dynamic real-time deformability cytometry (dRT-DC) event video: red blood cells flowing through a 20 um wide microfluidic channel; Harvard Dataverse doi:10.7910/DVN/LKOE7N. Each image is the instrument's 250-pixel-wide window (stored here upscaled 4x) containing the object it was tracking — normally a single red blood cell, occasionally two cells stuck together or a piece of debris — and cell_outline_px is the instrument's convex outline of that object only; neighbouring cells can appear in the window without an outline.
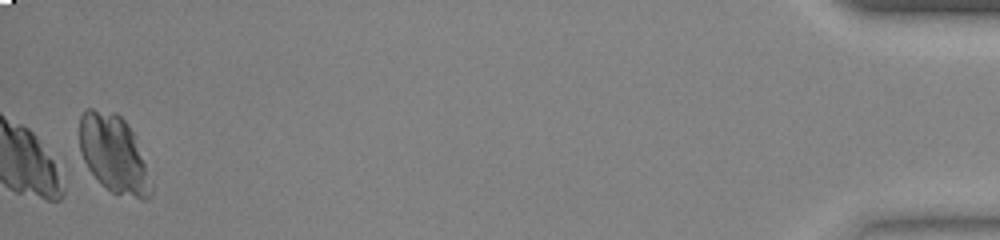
{"species": "common noctule bat (a hibernating species)", "species_latin": "Nyctalus noctula", "temperature_condition": "warm", "stored_images_in_passage": 36, "camera_frame_rate_fps": 3000, "um_per_image_px": 0.085, "animal": {"sex": "female", "body_mass_g": 23.0, "forearm_length_mm": 53.4}, "frame": {"image": 1, "passage_image": 36, "time_ms": 11.667, "image_size_px": [1000, 240], "cell_outline_px": [[152, 196], [148, 200], [144, 200], [112, 192], [100, 184], [88, 168], [80, 152], [80, 116], [88, 108], [92, 108], [116, 112], [128, 124], [136, 136], [152, 188]], "centroid_in_image_um": [9.66, 13.08], "position_along_channel_um": 425.5, "area_um2": 32.48}}